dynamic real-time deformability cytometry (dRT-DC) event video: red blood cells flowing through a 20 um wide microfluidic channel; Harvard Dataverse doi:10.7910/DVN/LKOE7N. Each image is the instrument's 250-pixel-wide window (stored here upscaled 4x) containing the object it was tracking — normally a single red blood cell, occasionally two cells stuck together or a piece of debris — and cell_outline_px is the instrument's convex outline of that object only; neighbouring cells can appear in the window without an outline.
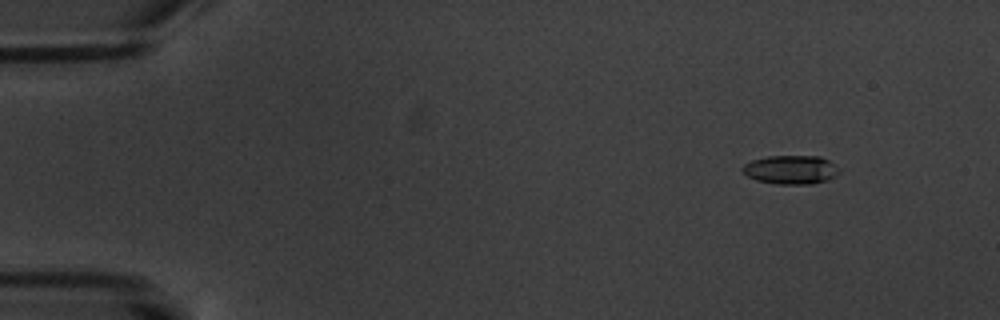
{"species": "common noctule bat (a hibernating species)", "species_latin": "Nyctalus noctula", "temperature_condition": "warm", "stored_images_in_passage": 4, "camera_frame_rate_fps": 3000, "um_per_image_px": 0.085, "animal": {"sex": "male", "body_mass_g": 20.1, "forearm_length_mm": 53.5}, "frame": {"image": 1, "passage_image": 2, "time_ms": 1.0, "image_size_px": [1000, 320], "cell_outline_px": [[840, 172], [836, 176], [828, 180], [812, 184], [776, 184], [756, 180], [748, 176], [740, 168], [744, 164], [752, 160], [768, 156], [820, 156], [828, 160], [840, 168]], "centroid_in_image_um": [67.24, 14.43], "position_along_channel_um": 17.8, "area_um2": 16.36}}